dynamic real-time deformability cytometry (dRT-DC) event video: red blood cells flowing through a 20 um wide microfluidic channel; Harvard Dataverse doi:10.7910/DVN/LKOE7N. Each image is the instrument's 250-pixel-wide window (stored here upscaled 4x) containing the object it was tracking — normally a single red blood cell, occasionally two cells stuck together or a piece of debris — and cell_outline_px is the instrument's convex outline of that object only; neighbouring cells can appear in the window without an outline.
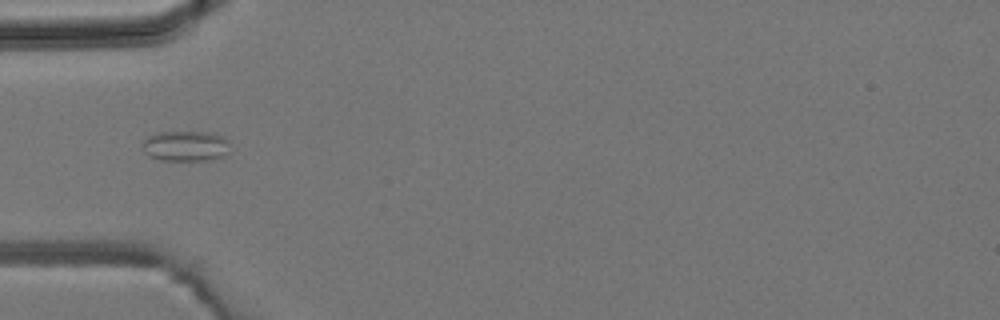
{"species": "common noctule bat (a hibernating species)", "species_latin": "Nyctalus noctula", "temperature_condition": "room temperature", "stored_images_in_passage": 5, "camera_frame_rate_fps": 3000, "um_per_image_px": 0.085, "animal": {"sex": "male", "body_mass_g": 19.2, "forearm_length_mm": 51.8}, "frame": {"image": 1, "passage_image": 4, "time_ms": 4.333, "image_size_px": [1000, 320], "cell_outline_px": [[228, 152], [224, 156], [208, 160], [160, 160], [144, 152], [144, 140], [148, 136], [160, 132], [208, 132], [224, 136], [228, 140]], "centroid_in_image_um": [15.81, 12.4], "position_along_channel_um": 69.2, "area_um2": 15.37}}